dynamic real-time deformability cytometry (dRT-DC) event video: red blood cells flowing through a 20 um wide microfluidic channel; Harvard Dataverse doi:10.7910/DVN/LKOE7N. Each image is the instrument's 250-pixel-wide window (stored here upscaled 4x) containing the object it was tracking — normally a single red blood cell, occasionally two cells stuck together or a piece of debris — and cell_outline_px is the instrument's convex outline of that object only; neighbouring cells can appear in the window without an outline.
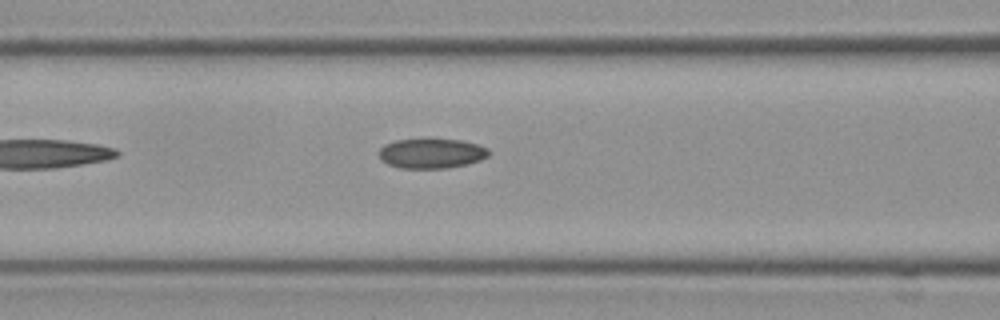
{"species": "Egyptian fruit bat (a non-hibernating species)", "species_latin": "Rousettus aegyptiacus", "temperature_condition": "cold", "stored_images_in_passage": 4, "camera_frame_rate_fps": 3000, "um_per_image_px": 0.085, "frame": {"image": 1, "passage_image": 4, "time_ms": 1.0, "image_size_px": [1000, 320], "cell_outline_px": [[488, 156], [480, 160], [468, 164], [448, 168], [400, 168], [388, 164], [380, 160], [376, 152], [384, 144], [396, 140], [424, 136], [428, 136], [460, 140], [476, 144], [488, 148]], "centroid_in_image_um": [36.61, 12.99], "position_along_channel_um": 130.0, "area_um2": 20.0}}